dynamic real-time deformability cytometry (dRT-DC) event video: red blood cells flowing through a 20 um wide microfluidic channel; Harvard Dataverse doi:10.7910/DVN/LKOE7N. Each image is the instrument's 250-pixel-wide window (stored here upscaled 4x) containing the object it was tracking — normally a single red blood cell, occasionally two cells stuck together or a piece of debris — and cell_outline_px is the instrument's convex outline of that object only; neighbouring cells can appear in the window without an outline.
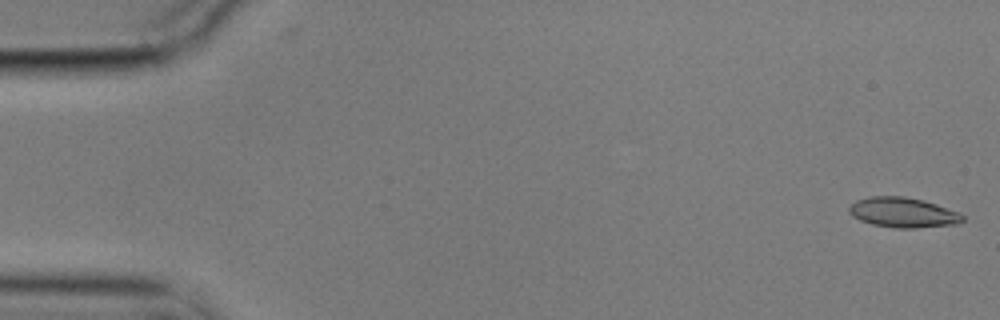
{"species": "common noctule bat (a hibernating species)", "species_latin": "Nyctalus noctula", "temperature_condition": "cold", "stored_images_in_passage": 11, "camera_frame_rate_fps": 3000, "um_per_image_px": 0.085, "animal": {"sex": "male", "body_mass_g": 17.9}, "frame": {"image": 1, "passage_image": 1, "time_ms": 0.0, "image_size_px": [1000, 320], "cell_outline_px": [[964, 220], [960, 224], [916, 228], [896, 228], [872, 224], [860, 220], [852, 216], [848, 212], [848, 208], [856, 200], [868, 196], [904, 196], [924, 200], [960, 212], [964, 216]], "centroid_in_image_um": [76.78, 18.06], "position_along_channel_um": 8.2, "area_um2": 20.11}}